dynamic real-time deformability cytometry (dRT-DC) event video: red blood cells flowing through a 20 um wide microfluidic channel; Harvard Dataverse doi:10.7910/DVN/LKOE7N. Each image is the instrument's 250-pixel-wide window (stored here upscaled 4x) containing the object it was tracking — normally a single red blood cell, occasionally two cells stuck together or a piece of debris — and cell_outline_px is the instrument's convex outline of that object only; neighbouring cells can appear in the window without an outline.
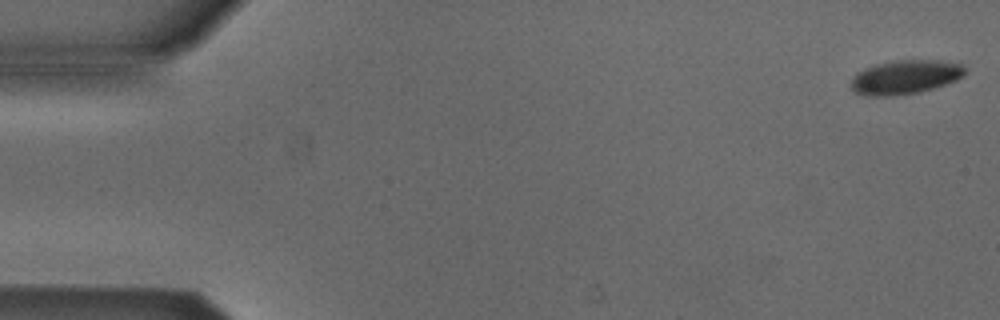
{"species": "Egyptian fruit bat (a non-hibernating species)", "species_latin": "Rousettus aegyptiacus", "temperature_condition": "cold", "stored_images_in_passage": 6, "segment_of_instrument_passage": [1, 2], "camera_frame_rate_fps": 3000, "um_per_image_px": 0.085, "animal": {"sex": "male"}, "frame": {"image": 1, "passage_image": 1, "time_ms": 0.0, "image_size_px": [1000, 320], "cell_outline_px": [[964, 76], [956, 80], [932, 88], [916, 92], [892, 96], [868, 96], [856, 92], [852, 88], [852, 80], [856, 72], [876, 64], [896, 60], [940, 60], [964, 64]], "centroid_in_image_um": [76.95, 6.54], "position_along_channel_um": 8.0, "area_um2": 22.37}}
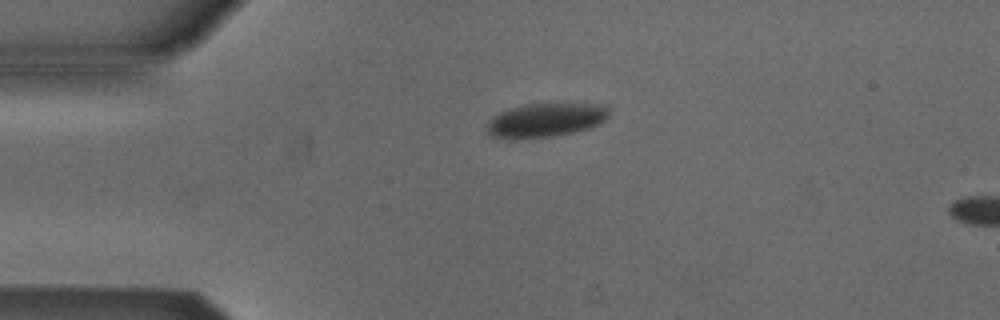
{"frame": {"image": 2, "passage_image": 4, "time_ms": 1.0, "image_size_px": [1000, 320], "cell_outline_px": [[612, 112], [600, 124], [588, 128], [572, 132], [548, 136], [492, 136], [488, 132], [488, 120], [492, 116], [508, 108], [524, 104], [560, 100], [608, 104]], "centroid_in_image_um": [46.55, 10.07], "position_along_channel_um": 38.5, "area_um2": 24.68}}